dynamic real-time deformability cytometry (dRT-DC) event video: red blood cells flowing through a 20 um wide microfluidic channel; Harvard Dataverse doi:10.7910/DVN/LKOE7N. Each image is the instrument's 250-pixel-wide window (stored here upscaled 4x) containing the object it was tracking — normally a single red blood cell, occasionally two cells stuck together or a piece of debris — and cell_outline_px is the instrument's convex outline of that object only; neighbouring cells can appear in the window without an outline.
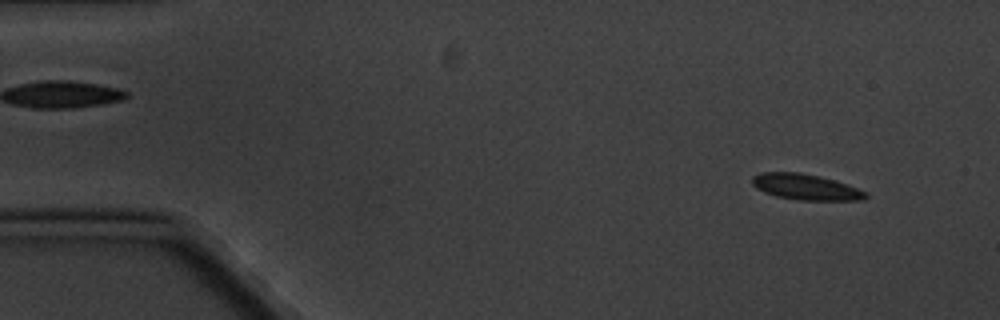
{"species": "common noctule bat (a hibernating species)", "species_latin": "Nyctalus noctula", "temperature_condition": "cold", "stored_images_in_passage": 4, "camera_frame_rate_fps": 3000, "um_per_image_px": 0.085, "animal": {"sex": "male", "body_mass_g": 20.1, "forearm_length_mm": 53.5}, "frame": {"image": 1, "passage_image": 1, "time_ms": 0.0, "image_size_px": [1000, 320], "cell_outline_px": [[868, 196], [864, 200], [796, 200], [776, 196], [764, 192], [756, 188], [752, 184], [752, 176], [760, 172], [800, 172], [820, 176], [836, 180], [848, 184], [868, 192]], "centroid_in_image_um": [68.5, 15.89], "position_along_channel_um": 16.5, "area_um2": 17.34}}
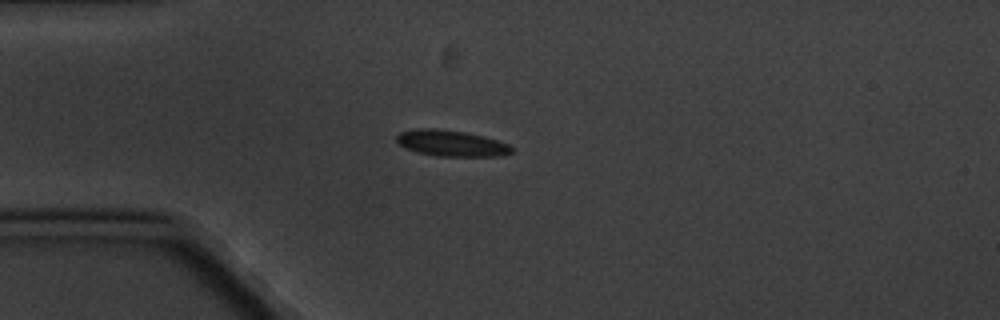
{"frame": {"image": 2, "passage_image": 4, "time_ms": 3.333, "image_size_px": [1000, 320], "cell_outline_px": [[512, 152], [500, 156], [436, 156], [416, 152], [404, 148], [396, 140], [396, 136], [400, 132], [416, 128], [436, 128], [464, 132], [484, 136], [508, 144], [512, 148]], "centroid_in_image_um": [38.32, 12.17], "position_along_channel_um": 46.7, "area_um2": 17.51}}